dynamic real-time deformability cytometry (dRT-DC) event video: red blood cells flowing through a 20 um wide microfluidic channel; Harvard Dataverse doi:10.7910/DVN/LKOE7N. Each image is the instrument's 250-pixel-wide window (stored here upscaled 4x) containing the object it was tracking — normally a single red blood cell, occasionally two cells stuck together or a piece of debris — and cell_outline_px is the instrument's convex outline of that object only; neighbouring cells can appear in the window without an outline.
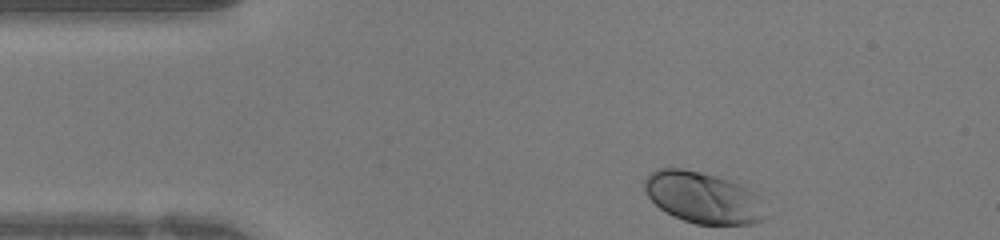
{"species": "human", "species_latin": "Homo sapiens", "temperature_condition": "warm", "stored_images_in_passage": 29, "camera_frame_rate_fps": 3000, "um_per_image_px": 0.085, "donor": {"sex": "female"}, "frame": {"image": 1, "passage_image": 1, "time_ms": 0.0, "image_size_px": [1000, 240], "cell_outline_px": [[764, 220], [752, 224], [696, 224], [684, 220], [660, 208], [648, 196], [644, 188], [644, 180], [656, 168], [680, 168], [700, 172], [728, 180], [740, 184], [752, 192], [756, 196], [764, 216]], "centroid_in_image_um": [59.7, 16.79], "position_along_channel_um": 25.3, "area_um2": 35.32}}
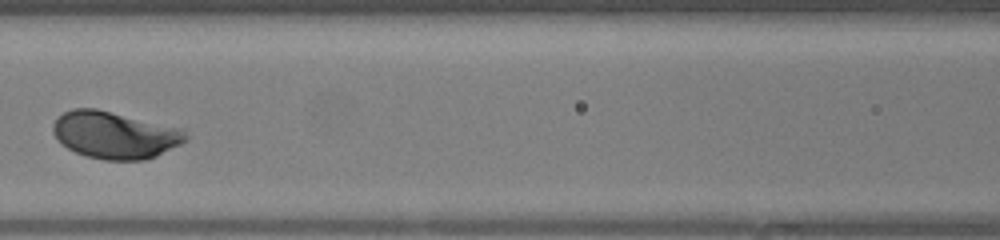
{"frame": {"image": 2, "passage_image": 13, "time_ms": 4.0, "image_size_px": [1000, 240], "cell_outline_px": [[188, 140], [148, 160], [104, 160], [88, 156], [76, 152], [60, 144], [52, 132], [52, 124], [64, 112], [72, 108], [96, 108], [184, 128], [188, 136]], "centroid_in_image_um": [9.78, 11.47], "position_along_channel_um": 156.8, "area_um2": 36.76}}
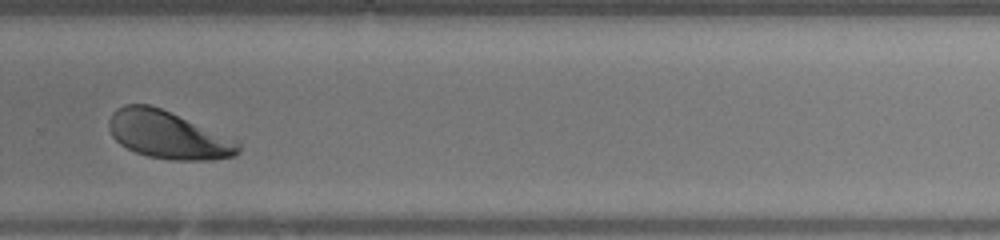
{"frame": {"image": 3, "passage_image": 23, "time_ms": 7.333, "image_size_px": [1000, 240], "cell_outline_px": [[240, 152], [236, 156], [212, 160], [172, 160], [148, 156], [136, 152], [120, 144], [112, 136], [108, 128], [108, 120], [112, 112], [116, 108], [124, 104], [152, 104], [240, 140]], "centroid_in_image_um": [14.32, 11.45], "position_along_channel_um": 315.5, "area_um2": 36.59}}